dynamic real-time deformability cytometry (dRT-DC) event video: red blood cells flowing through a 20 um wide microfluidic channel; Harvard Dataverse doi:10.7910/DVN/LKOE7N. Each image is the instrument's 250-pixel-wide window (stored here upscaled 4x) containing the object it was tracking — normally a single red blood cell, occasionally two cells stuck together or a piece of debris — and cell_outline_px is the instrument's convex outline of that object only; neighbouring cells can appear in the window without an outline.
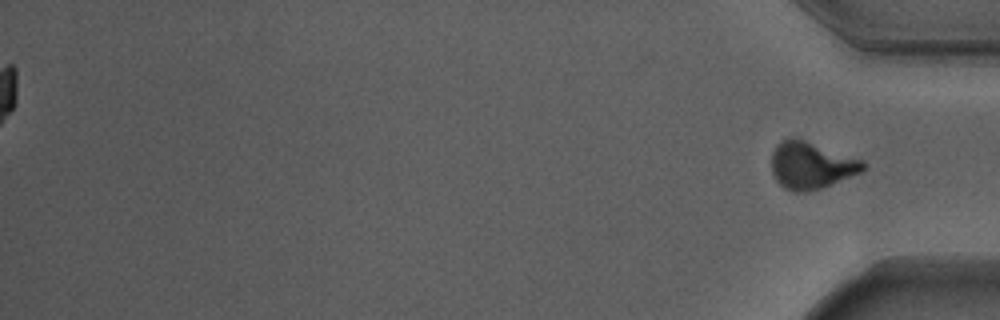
{"species": "Egyptian fruit bat (a non-hibernating species)", "species_latin": "Rousettus aegyptiacus", "temperature_condition": "warm", "stored_images_in_passage": 44, "segment_of_instrument_passage": [2, 2], "camera_frame_rate_fps": 3000, "um_per_image_px": 0.085, "animal": {"sex": "male"}, "frame": {"image": 1, "passage_image": 44, "time_ms": 14.333, "image_size_px": [1000, 320], "cell_outline_px": [[868, 168], [860, 172], [824, 188], [808, 192], [792, 192], [784, 188], [776, 180], [772, 172], [772, 152], [776, 144], [780, 140], [788, 136], [792, 136], [864, 160], [868, 164]], "centroid_in_image_um": [68.95, 14.05], "position_along_channel_um": 366.2, "area_um2": 25.55}}